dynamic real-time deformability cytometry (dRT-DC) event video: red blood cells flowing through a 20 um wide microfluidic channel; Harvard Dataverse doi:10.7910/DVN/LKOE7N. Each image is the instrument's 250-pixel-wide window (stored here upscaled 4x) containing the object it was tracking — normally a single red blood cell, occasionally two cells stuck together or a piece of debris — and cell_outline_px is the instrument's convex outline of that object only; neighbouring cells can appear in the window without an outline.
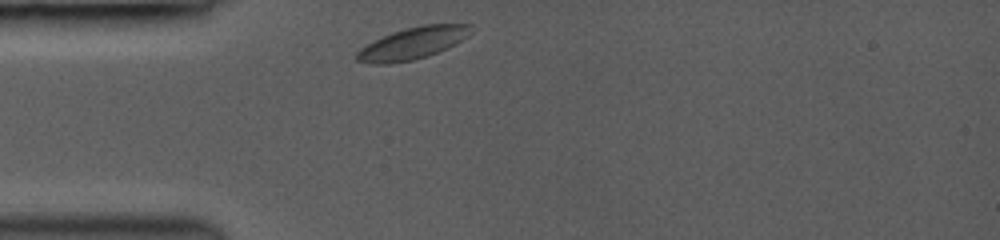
{"species": "common noctule bat (a hibernating species)", "species_latin": "Nyctalus noctula", "temperature_condition": "room temperature", "stored_images_in_passage": 7, "camera_frame_rate_fps": 3000, "um_per_image_px": 0.085, "animal": {"sex": "female", "body_mass_g": 19.0, "forearm_length_mm": 53.3}, "frame": {"image": 1, "passage_image": 1, "time_ms": 0.0, "image_size_px": [1000, 240], "cell_outline_px": [[472, 24], [468, 36], [456, 44], [448, 48], [412, 60], [388, 64], [372, 64], [356, 60], [356, 52], [360, 48], [392, 32], [404, 28], [424, 24]], "centroid_in_image_um": [35.07, 3.67], "position_along_channel_um": 49.9, "area_um2": 20.98}}
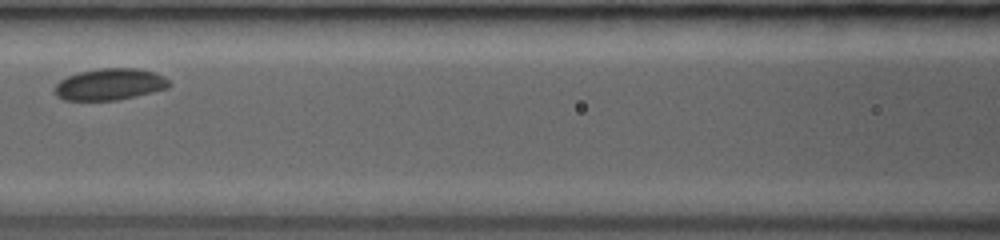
{"frame": {"image": 2, "passage_image": 4, "time_ms": 3.0, "image_size_px": [1000, 240], "cell_outline_px": [[172, 84], [168, 88], [136, 96], [116, 100], [64, 100], [56, 96], [52, 92], [52, 88], [60, 80], [68, 76], [80, 72], [100, 68], [136, 68], [156, 72], [164, 76]], "centroid_in_image_um": [9.32, 7.17], "position_along_channel_um": 157.3, "area_um2": 21.27}}
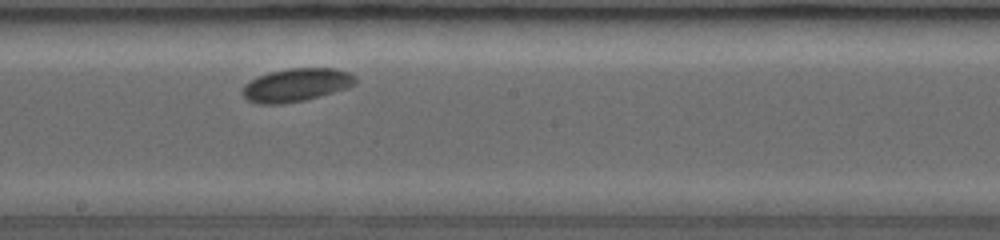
{"frame": {"image": 3, "passage_image": 6, "time_ms": 4.667, "image_size_px": [1000, 240], "cell_outline_px": [[356, 84], [348, 88], [320, 96], [304, 100], [280, 104], [260, 104], [248, 100], [240, 92], [240, 88], [244, 84], [256, 76], [268, 72], [288, 68], [332, 68], [348, 72], [356, 76]], "centroid_in_image_um": [25.15, 7.21], "position_along_channel_um": 223.1, "area_um2": 22.08}}